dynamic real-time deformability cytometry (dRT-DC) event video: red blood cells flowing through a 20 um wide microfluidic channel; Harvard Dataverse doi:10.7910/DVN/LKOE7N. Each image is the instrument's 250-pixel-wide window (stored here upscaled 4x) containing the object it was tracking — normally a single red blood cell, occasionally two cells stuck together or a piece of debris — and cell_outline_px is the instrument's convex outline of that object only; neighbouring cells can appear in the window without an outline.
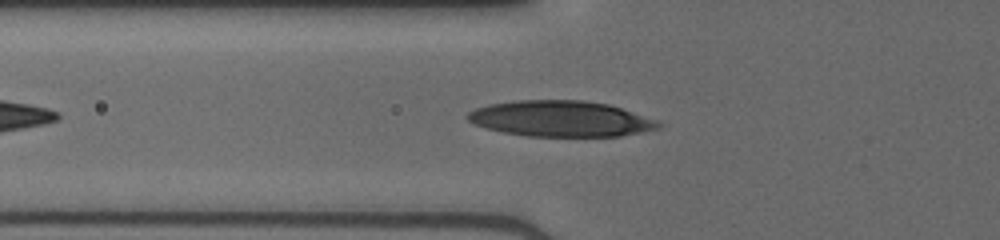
{"species": "human", "species_latin": "Homo sapiens", "temperature_condition": "cold", "stored_images_in_passage": 34, "camera_frame_rate_fps": 3000, "um_per_image_px": 0.085, "donor": {"sex": "male"}, "frame": {"image": 1, "passage_image": 6, "time_ms": 1.667, "image_size_px": [1000, 240], "cell_outline_px": [[664, 124], [660, 128], [620, 136], [528, 136], [504, 132], [472, 124], [464, 116], [468, 112], [476, 108], [488, 104], [516, 100], [584, 100], [608, 104], [660, 120]], "centroid_in_image_um": [47.68, 10.08], "position_along_channel_um": 78.1, "area_um2": 40.06}}
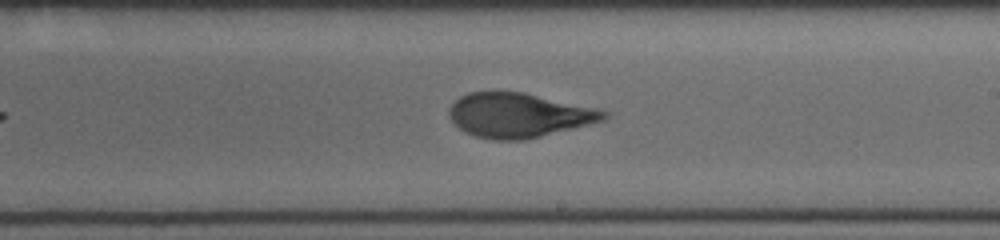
{"frame": {"image": 2, "passage_image": 18, "time_ms": 5.667, "image_size_px": [1000, 240], "cell_outline_px": [[608, 116], [604, 120], [524, 140], [492, 140], [476, 136], [464, 132], [448, 116], [448, 108], [460, 96], [468, 92], [524, 92], [600, 108], [608, 112]], "centroid_in_image_um": [44.1, 9.78], "position_along_channel_um": 244.9, "area_um2": 40.06}}
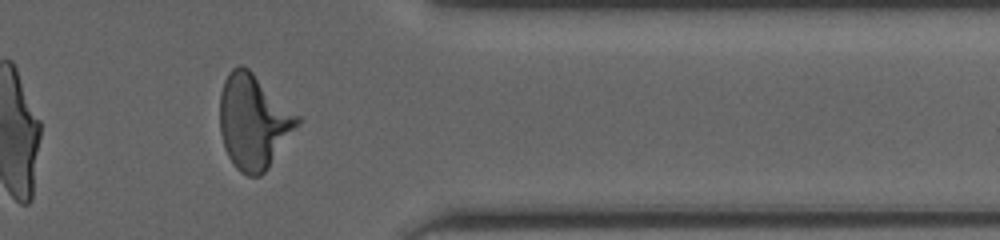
{"frame": {"image": 3, "passage_image": 29, "time_ms": 9.333, "image_size_px": [1000, 240], "cell_outline_px": [[300, 120], [268, 168], [260, 176], [248, 176], [240, 172], [236, 168], [228, 156], [224, 148], [220, 132], [220, 92], [224, 80], [228, 72], [232, 68], [240, 64], [248, 68], [300, 116]], "centroid_in_image_um": [21.51, 10.33], "position_along_channel_um": 389.9, "area_um2": 42.37}}